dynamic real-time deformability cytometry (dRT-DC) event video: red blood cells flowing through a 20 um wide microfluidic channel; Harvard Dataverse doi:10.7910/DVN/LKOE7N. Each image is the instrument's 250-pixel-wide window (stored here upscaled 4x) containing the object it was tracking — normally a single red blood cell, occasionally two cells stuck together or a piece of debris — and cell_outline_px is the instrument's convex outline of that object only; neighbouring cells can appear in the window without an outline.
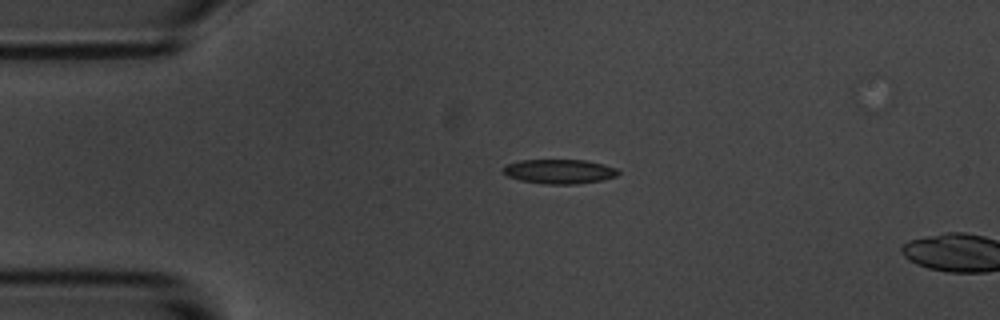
{"species": "common noctule bat (a hibernating species)", "species_latin": "Nyctalus noctula", "temperature_condition": "room temperature", "stored_images_in_passage": 2, "camera_frame_rate_fps": 3000, "um_per_image_px": 0.085, "animal": {"sex": "male", "body_mass_g": 20.1, "forearm_length_mm": 53.5}, "frame": {"image": 1, "passage_image": 1, "time_ms": 0.0, "image_size_px": [1000, 320], "cell_outline_px": [[620, 172], [616, 176], [604, 180], [576, 184], [544, 184], [520, 180], [508, 176], [504, 172], [504, 164], [520, 160], [584, 160], [604, 164], [616, 168]], "centroid_in_image_um": [47.56, 14.57], "position_along_channel_um": 37.4, "area_um2": 16.42}}